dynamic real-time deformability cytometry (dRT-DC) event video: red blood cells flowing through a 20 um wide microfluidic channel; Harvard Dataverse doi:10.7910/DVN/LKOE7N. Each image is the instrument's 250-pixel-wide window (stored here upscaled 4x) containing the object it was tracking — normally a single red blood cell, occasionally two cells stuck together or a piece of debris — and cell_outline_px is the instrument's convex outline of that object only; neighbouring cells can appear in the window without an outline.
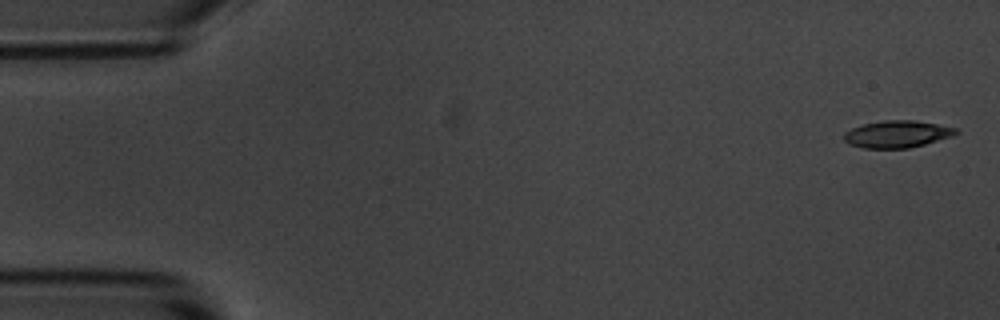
{"species": "common noctule bat (a hibernating species)", "species_latin": "Nyctalus noctula", "temperature_condition": "room temperature", "stored_images_in_passage": 52, "camera_frame_rate_fps": 3000, "um_per_image_px": 0.085, "animal": {"sex": "male", "body_mass_g": 20.1, "forearm_length_mm": 53.5}, "frame": {"image": 1, "passage_image": 1, "time_ms": 0.0, "image_size_px": [1000, 320], "cell_outline_px": [[960, 132], [952, 136], [924, 144], [908, 148], [864, 148], [848, 144], [844, 140], [844, 132], [852, 128], [864, 124], [884, 120], [912, 120], [936, 124], [956, 128]], "centroid_in_image_um": [76.24, 11.4], "position_along_channel_um": 8.8, "area_um2": 17.51}}
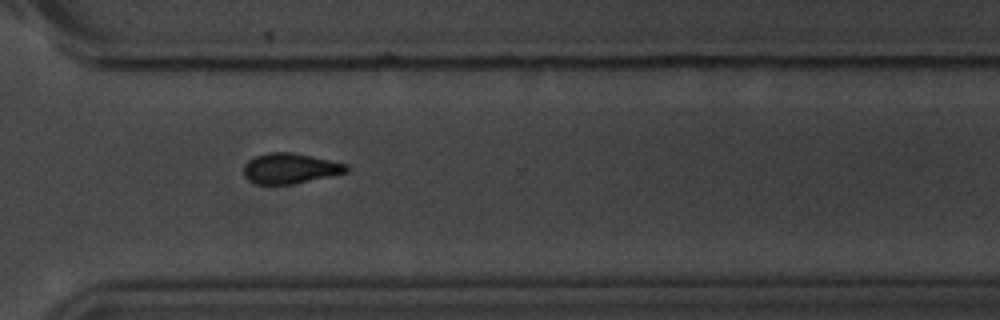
{"frame": {"image": 2, "passage_image": 39, "time_ms": 12.667, "image_size_px": [1000, 320], "cell_outline_px": [[348, 172], [292, 184], [256, 184], [248, 180], [244, 176], [244, 164], [248, 160], [256, 156], [268, 152], [292, 152], [348, 164]], "centroid_in_image_um": [24.63, 14.31], "position_along_channel_um": 346.0, "area_um2": 18.09}}
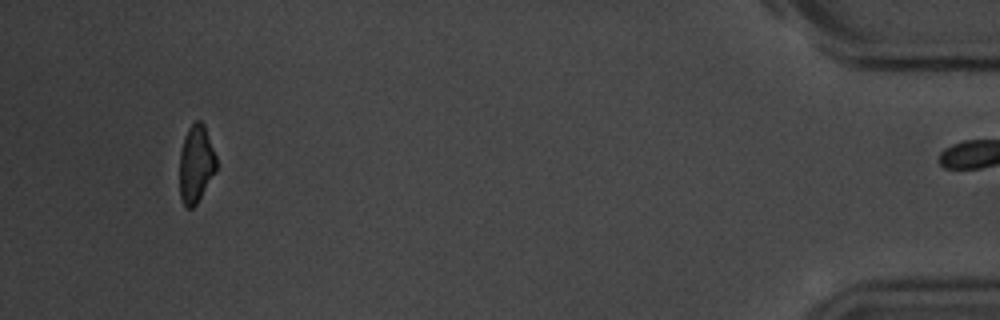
{"frame": {"image": 3, "passage_image": 51, "time_ms": 16.667, "image_size_px": [1000, 320], "cell_outline_px": [[216, 172], [196, 204], [192, 208], [188, 208], [184, 204], [180, 196], [180, 152], [184, 136], [188, 128], [196, 120], [200, 120], [204, 124], [216, 156]], "centroid_in_image_um": [16.66, 13.92], "position_along_channel_um": 418.5, "area_um2": 16.59}, "authors_computed_cell_mechanics": {"area_um2": 18.3226, "velocity_mm_per_s": 3.6694, "shape_relaxation_time_tau1_ms": 2.977, "shape_relaxation_time_tau2_ms": null, "deformation_change_tau1": 0.1294, "deformation_change_tau2": null}}